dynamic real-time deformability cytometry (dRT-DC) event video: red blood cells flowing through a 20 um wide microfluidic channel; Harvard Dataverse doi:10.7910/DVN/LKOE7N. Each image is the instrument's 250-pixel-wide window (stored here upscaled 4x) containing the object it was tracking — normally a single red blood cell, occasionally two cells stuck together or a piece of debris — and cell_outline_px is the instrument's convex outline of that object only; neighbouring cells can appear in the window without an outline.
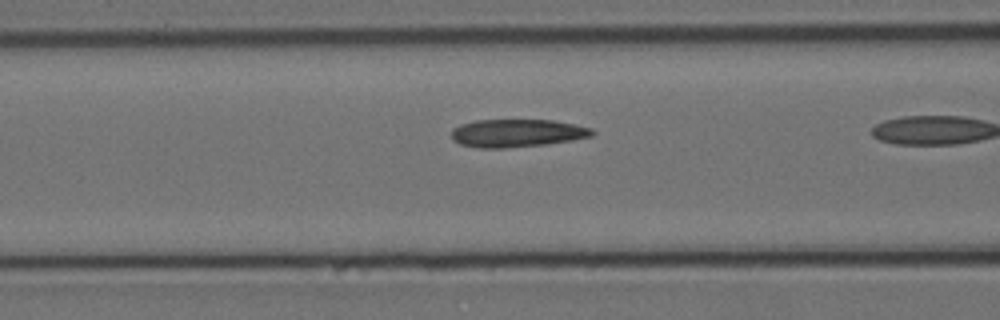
{"species": "Egyptian fruit bat (a non-hibernating species)", "species_latin": "Rousettus aegyptiacus", "temperature_condition": "cold", "stored_images_in_passage": 43, "camera_frame_rate_fps": 3000, "um_per_image_px": 0.085, "animal": {"sex": "female"}, "frame": {"image": 1, "passage_image": 21, "time_ms": 6.667, "image_size_px": [1000, 320], "cell_outline_px": [[596, 132], [592, 136], [572, 140], [544, 144], [504, 148], [476, 148], [460, 144], [452, 140], [452, 128], [460, 124], [476, 120], [552, 120], [592, 128]], "centroid_in_image_um": [43.91, 11.31], "position_along_channel_um": 122.7, "area_um2": 22.89}}
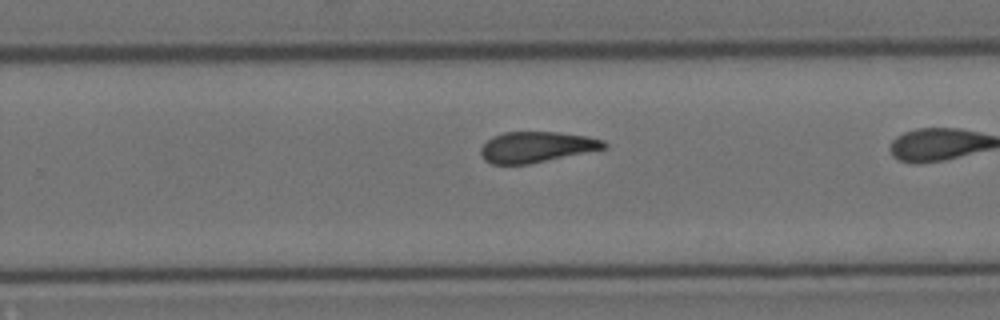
{"frame": {"image": 2, "passage_image": 35, "time_ms": 11.333, "image_size_px": [1000, 320], "cell_outline_px": [[608, 148], [528, 164], [492, 164], [484, 160], [480, 156], [480, 148], [492, 136], [504, 132], [560, 132], [588, 136], [604, 140], [608, 144]], "centroid_in_image_um": [45.61, 12.49], "position_along_channel_um": 284.2, "area_um2": 22.25}}
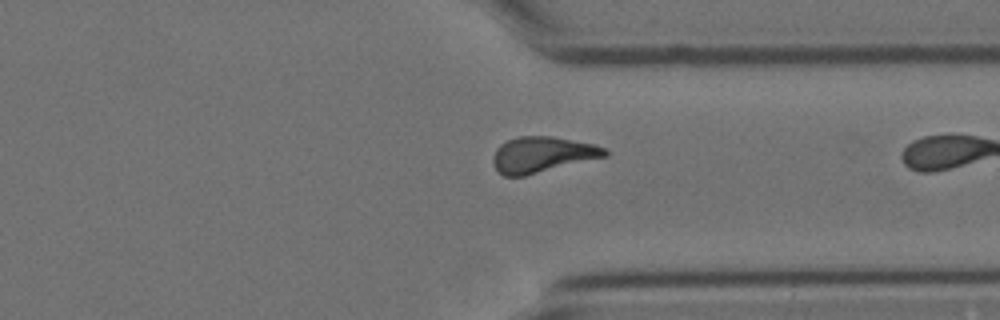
{"frame": {"image": 3, "passage_image": 42, "time_ms": 13.667, "image_size_px": [1000, 320], "cell_outline_px": [[608, 156], [524, 176], [504, 176], [496, 168], [492, 160], [496, 148], [500, 144], [508, 140], [520, 136], [552, 136], [592, 144], [608, 148]], "centroid_in_image_um": [46.11, 13.14], "position_along_channel_um": 365.3, "area_um2": 23.24}}